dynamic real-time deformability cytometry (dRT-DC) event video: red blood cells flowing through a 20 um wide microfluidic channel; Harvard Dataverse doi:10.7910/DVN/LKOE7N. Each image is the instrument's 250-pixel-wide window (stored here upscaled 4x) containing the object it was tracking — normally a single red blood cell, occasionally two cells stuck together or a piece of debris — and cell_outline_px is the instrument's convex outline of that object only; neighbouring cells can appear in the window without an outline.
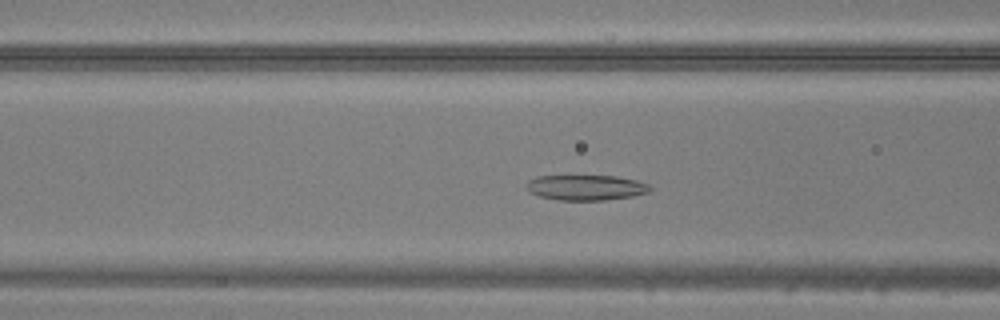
{"species": "common noctule bat (a hibernating species)", "species_latin": "Nyctalus noctula", "temperature_condition": "warm", "stored_images_in_passage": 45, "camera_frame_rate_fps": 3000, "um_per_image_px": 0.085, "animal": {"sex": "male", "body_mass_g": 20.5, "forearm_length_mm": 52.5}, "frame": {"image": 1, "passage_image": 16, "time_ms": 5.0, "image_size_px": [1000, 320], "cell_outline_px": [[652, 188], [648, 192], [632, 196], [604, 200], [560, 200], [540, 196], [532, 192], [524, 184], [528, 180], [536, 176], [616, 176], [636, 180], [648, 184]], "centroid_in_image_um": [49.8, 15.93], "position_along_channel_um": 116.8, "area_um2": 18.09}}
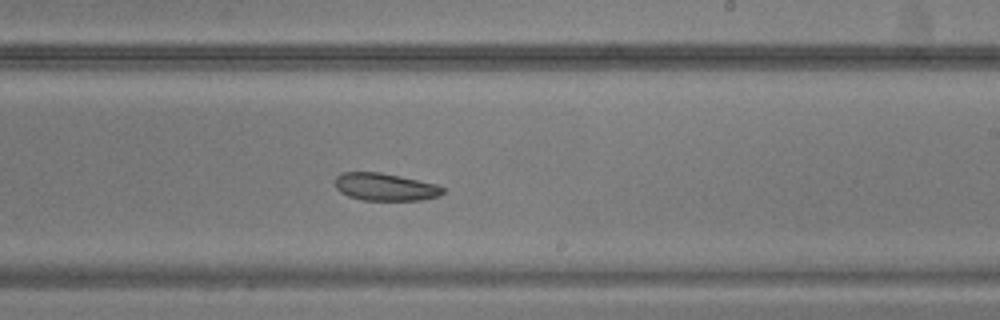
{"frame": {"image": 2, "passage_image": 26, "time_ms": 8.333, "image_size_px": [1000, 320], "cell_outline_px": [[444, 192], [440, 196], [420, 200], [364, 200], [348, 196], [340, 192], [336, 188], [336, 176], [340, 172], [380, 172], [400, 176], [436, 184], [444, 188]], "centroid_in_image_um": [32.73, 15.89], "position_along_channel_um": 256.3, "area_um2": 17.28}}
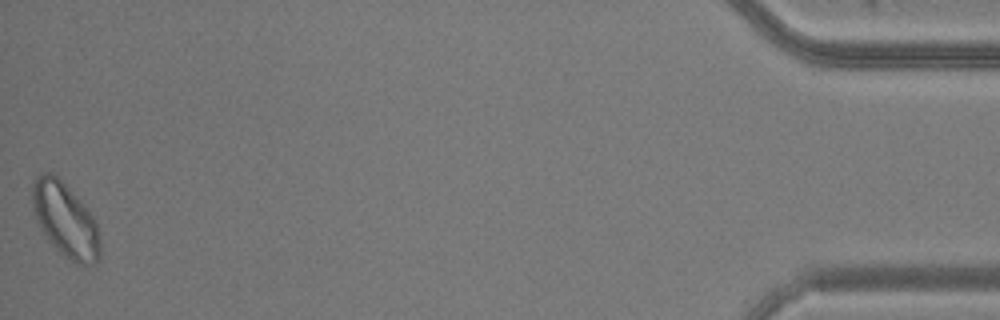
{"frame": {"image": 3, "passage_image": 45, "time_ms": 14.667, "image_size_px": [1000, 320], "cell_outline_px": [[100, 256], [96, 264], [84, 268], [64, 256], [48, 240], [36, 216], [32, 204], [32, 184], [36, 176], [44, 172], [52, 172], [84, 204], [96, 220], [100, 236]], "centroid_in_image_um": [5.6, 18.74], "position_along_channel_um": 429.6, "area_um2": 29.3}}